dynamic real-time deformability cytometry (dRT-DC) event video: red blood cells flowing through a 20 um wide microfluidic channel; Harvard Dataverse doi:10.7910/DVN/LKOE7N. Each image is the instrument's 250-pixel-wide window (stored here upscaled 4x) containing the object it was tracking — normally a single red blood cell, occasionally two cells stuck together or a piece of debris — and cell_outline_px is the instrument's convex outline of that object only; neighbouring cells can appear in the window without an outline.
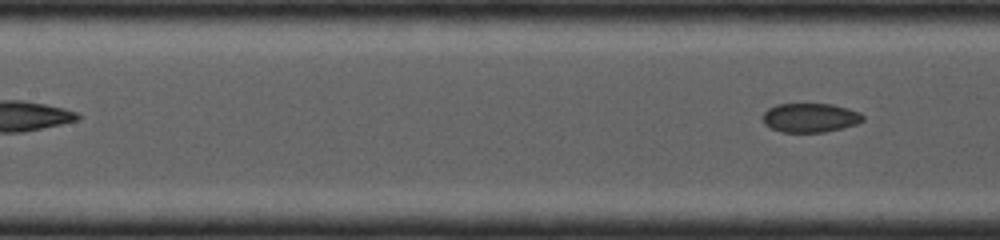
{"species": "common noctule bat (a hibernating species)", "species_latin": "Nyctalus noctula", "temperature_condition": "cold", "stored_images_in_passage": 21, "segment_of_instrument_passage": [2, 2], "camera_frame_rate_fps": 4000, "um_per_image_px": 0.085, "animal": {"sex": "female", "body_mass_g": 19.0, "forearm_length_mm": 53.3}, "frame": {"image": 1, "passage_image": 21, "time_ms": 5.5, "image_size_px": [1000, 240], "cell_outline_px": [[864, 120], [856, 124], [824, 132], [780, 132], [764, 124], [760, 116], [768, 108], [776, 104], [832, 104], [848, 108], [860, 112], [864, 116]], "centroid_in_image_um": [68.83, 10.0], "position_along_channel_um": 138.6, "area_um2": 17.11}}